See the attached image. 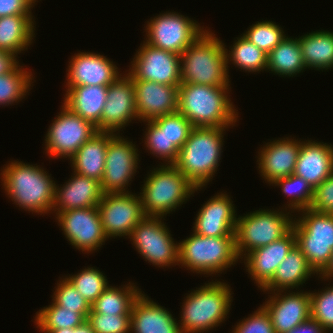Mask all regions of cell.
<instances>
[{
    "label": "cell",
    "instance_id": "11",
    "mask_svg": "<svg viewBox=\"0 0 333 333\" xmlns=\"http://www.w3.org/2000/svg\"><path fill=\"white\" fill-rule=\"evenodd\" d=\"M163 217L145 216L129 238L143 259L158 267L178 264V243L174 242Z\"/></svg>",
    "mask_w": 333,
    "mask_h": 333
},
{
    "label": "cell",
    "instance_id": "38",
    "mask_svg": "<svg viewBox=\"0 0 333 333\" xmlns=\"http://www.w3.org/2000/svg\"><path fill=\"white\" fill-rule=\"evenodd\" d=\"M103 274L95 267H85L80 273L66 276V278L91 305L109 286Z\"/></svg>",
    "mask_w": 333,
    "mask_h": 333
},
{
    "label": "cell",
    "instance_id": "7",
    "mask_svg": "<svg viewBox=\"0 0 333 333\" xmlns=\"http://www.w3.org/2000/svg\"><path fill=\"white\" fill-rule=\"evenodd\" d=\"M238 259L235 236L205 237L193 232L178 243V264L196 274L222 273Z\"/></svg>",
    "mask_w": 333,
    "mask_h": 333
},
{
    "label": "cell",
    "instance_id": "51",
    "mask_svg": "<svg viewBox=\"0 0 333 333\" xmlns=\"http://www.w3.org/2000/svg\"><path fill=\"white\" fill-rule=\"evenodd\" d=\"M73 333H95L91 327V324L85 320L78 327L73 328Z\"/></svg>",
    "mask_w": 333,
    "mask_h": 333
},
{
    "label": "cell",
    "instance_id": "27",
    "mask_svg": "<svg viewBox=\"0 0 333 333\" xmlns=\"http://www.w3.org/2000/svg\"><path fill=\"white\" fill-rule=\"evenodd\" d=\"M64 105L101 131V117L106 102L108 86L82 85L67 87Z\"/></svg>",
    "mask_w": 333,
    "mask_h": 333
},
{
    "label": "cell",
    "instance_id": "44",
    "mask_svg": "<svg viewBox=\"0 0 333 333\" xmlns=\"http://www.w3.org/2000/svg\"><path fill=\"white\" fill-rule=\"evenodd\" d=\"M87 321L95 333H131V314L89 312Z\"/></svg>",
    "mask_w": 333,
    "mask_h": 333
},
{
    "label": "cell",
    "instance_id": "31",
    "mask_svg": "<svg viewBox=\"0 0 333 333\" xmlns=\"http://www.w3.org/2000/svg\"><path fill=\"white\" fill-rule=\"evenodd\" d=\"M298 39L307 69L323 71L333 68V32L317 30Z\"/></svg>",
    "mask_w": 333,
    "mask_h": 333
},
{
    "label": "cell",
    "instance_id": "9",
    "mask_svg": "<svg viewBox=\"0 0 333 333\" xmlns=\"http://www.w3.org/2000/svg\"><path fill=\"white\" fill-rule=\"evenodd\" d=\"M285 212L279 209H259L239 216L235 228V248L238 257L243 259L252 250L286 235L292 229L294 220L290 217V212Z\"/></svg>",
    "mask_w": 333,
    "mask_h": 333
},
{
    "label": "cell",
    "instance_id": "32",
    "mask_svg": "<svg viewBox=\"0 0 333 333\" xmlns=\"http://www.w3.org/2000/svg\"><path fill=\"white\" fill-rule=\"evenodd\" d=\"M305 69L298 38L285 37L267 54V70L279 76L293 77Z\"/></svg>",
    "mask_w": 333,
    "mask_h": 333
},
{
    "label": "cell",
    "instance_id": "3",
    "mask_svg": "<svg viewBox=\"0 0 333 333\" xmlns=\"http://www.w3.org/2000/svg\"><path fill=\"white\" fill-rule=\"evenodd\" d=\"M229 127H194L174 165L195 187H205L221 160L224 131Z\"/></svg>",
    "mask_w": 333,
    "mask_h": 333
},
{
    "label": "cell",
    "instance_id": "47",
    "mask_svg": "<svg viewBox=\"0 0 333 333\" xmlns=\"http://www.w3.org/2000/svg\"><path fill=\"white\" fill-rule=\"evenodd\" d=\"M36 0H0V18L12 15H32Z\"/></svg>",
    "mask_w": 333,
    "mask_h": 333
},
{
    "label": "cell",
    "instance_id": "2",
    "mask_svg": "<svg viewBox=\"0 0 333 333\" xmlns=\"http://www.w3.org/2000/svg\"><path fill=\"white\" fill-rule=\"evenodd\" d=\"M38 166L14 160L1 169L0 176L5 193L15 205L42 215L52 211L56 183Z\"/></svg>",
    "mask_w": 333,
    "mask_h": 333
},
{
    "label": "cell",
    "instance_id": "17",
    "mask_svg": "<svg viewBox=\"0 0 333 333\" xmlns=\"http://www.w3.org/2000/svg\"><path fill=\"white\" fill-rule=\"evenodd\" d=\"M122 76V77H121ZM135 118L138 119L133 78L120 75L108 86L106 102L101 117V131L119 134Z\"/></svg>",
    "mask_w": 333,
    "mask_h": 333
},
{
    "label": "cell",
    "instance_id": "28",
    "mask_svg": "<svg viewBox=\"0 0 333 333\" xmlns=\"http://www.w3.org/2000/svg\"><path fill=\"white\" fill-rule=\"evenodd\" d=\"M115 134L97 131L70 158L74 172L101 182L105 170V158L109 140Z\"/></svg>",
    "mask_w": 333,
    "mask_h": 333
},
{
    "label": "cell",
    "instance_id": "13",
    "mask_svg": "<svg viewBox=\"0 0 333 333\" xmlns=\"http://www.w3.org/2000/svg\"><path fill=\"white\" fill-rule=\"evenodd\" d=\"M138 156L136 145L121 137L120 134L116 133L109 140L104 175L100 182L104 194L130 193L126 189L137 172L140 162Z\"/></svg>",
    "mask_w": 333,
    "mask_h": 333
},
{
    "label": "cell",
    "instance_id": "39",
    "mask_svg": "<svg viewBox=\"0 0 333 333\" xmlns=\"http://www.w3.org/2000/svg\"><path fill=\"white\" fill-rule=\"evenodd\" d=\"M242 35L266 54L286 37L282 27L270 20L254 23Z\"/></svg>",
    "mask_w": 333,
    "mask_h": 333
},
{
    "label": "cell",
    "instance_id": "14",
    "mask_svg": "<svg viewBox=\"0 0 333 333\" xmlns=\"http://www.w3.org/2000/svg\"><path fill=\"white\" fill-rule=\"evenodd\" d=\"M141 45L131 61L128 74L134 80L179 86L181 84L180 55L153 47L145 41Z\"/></svg>",
    "mask_w": 333,
    "mask_h": 333
},
{
    "label": "cell",
    "instance_id": "50",
    "mask_svg": "<svg viewBox=\"0 0 333 333\" xmlns=\"http://www.w3.org/2000/svg\"><path fill=\"white\" fill-rule=\"evenodd\" d=\"M322 280H330L333 277V252L331 254V259L329 261V264L326 266V268L319 274V276Z\"/></svg>",
    "mask_w": 333,
    "mask_h": 333
},
{
    "label": "cell",
    "instance_id": "46",
    "mask_svg": "<svg viewBox=\"0 0 333 333\" xmlns=\"http://www.w3.org/2000/svg\"><path fill=\"white\" fill-rule=\"evenodd\" d=\"M310 209L320 213L333 214V173L314 189Z\"/></svg>",
    "mask_w": 333,
    "mask_h": 333
},
{
    "label": "cell",
    "instance_id": "30",
    "mask_svg": "<svg viewBox=\"0 0 333 333\" xmlns=\"http://www.w3.org/2000/svg\"><path fill=\"white\" fill-rule=\"evenodd\" d=\"M32 15H12L0 18V50L16 56L27 50L35 37V21Z\"/></svg>",
    "mask_w": 333,
    "mask_h": 333
},
{
    "label": "cell",
    "instance_id": "8",
    "mask_svg": "<svg viewBox=\"0 0 333 333\" xmlns=\"http://www.w3.org/2000/svg\"><path fill=\"white\" fill-rule=\"evenodd\" d=\"M299 212L302 216L295 217L292 224L296 246L318 275L329 264L333 252V214L310 208Z\"/></svg>",
    "mask_w": 333,
    "mask_h": 333
},
{
    "label": "cell",
    "instance_id": "49",
    "mask_svg": "<svg viewBox=\"0 0 333 333\" xmlns=\"http://www.w3.org/2000/svg\"><path fill=\"white\" fill-rule=\"evenodd\" d=\"M287 333H327L319 322L311 317Z\"/></svg>",
    "mask_w": 333,
    "mask_h": 333
},
{
    "label": "cell",
    "instance_id": "18",
    "mask_svg": "<svg viewBox=\"0 0 333 333\" xmlns=\"http://www.w3.org/2000/svg\"><path fill=\"white\" fill-rule=\"evenodd\" d=\"M283 292H270L272 296L269 295L270 298L262 305L271 318L275 333H287L311 317L309 292L287 293L285 290L284 295Z\"/></svg>",
    "mask_w": 333,
    "mask_h": 333
},
{
    "label": "cell",
    "instance_id": "42",
    "mask_svg": "<svg viewBox=\"0 0 333 333\" xmlns=\"http://www.w3.org/2000/svg\"><path fill=\"white\" fill-rule=\"evenodd\" d=\"M61 279L59 283L57 282V288L53 293L52 301L60 307L76 310V312L80 313L87 320L88 314L91 311L90 303L82 297L66 277Z\"/></svg>",
    "mask_w": 333,
    "mask_h": 333
},
{
    "label": "cell",
    "instance_id": "5",
    "mask_svg": "<svg viewBox=\"0 0 333 333\" xmlns=\"http://www.w3.org/2000/svg\"><path fill=\"white\" fill-rule=\"evenodd\" d=\"M204 285L184 297L178 320L181 333L209 332L224 322L230 311L233 296L228 283L212 280Z\"/></svg>",
    "mask_w": 333,
    "mask_h": 333
},
{
    "label": "cell",
    "instance_id": "24",
    "mask_svg": "<svg viewBox=\"0 0 333 333\" xmlns=\"http://www.w3.org/2000/svg\"><path fill=\"white\" fill-rule=\"evenodd\" d=\"M63 187L55 184L53 210L55 214L71 209L97 207L103 197L101 183L96 179L73 173Z\"/></svg>",
    "mask_w": 333,
    "mask_h": 333
},
{
    "label": "cell",
    "instance_id": "43",
    "mask_svg": "<svg viewBox=\"0 0 333 333\" xmlns=\"http://www.w3.org/2000/svg\"><path fill=\"white\" fill-rule=\"evenodd\" d=\"M309 293L311 318L319 322L327 333L333 331V285Z\"/></svg>",
    "mask_w": 333,
    "mask_h": 333
},
{
    "label": "cell",
    "instance_id": "35",
    "mask_svg": "<svg viewBox=\"0 0 333 333\" xmlns=\"http://www.w3.org/2000/svg\"><path fill=\"white\" fill-rule=\"evenodd\" d=\"M32 72L18 65L8 74L0 75V105L18 103L30 91L34 77Z\"/></svg>",
    "mask_w": 333,
    "mask_h": 333
},
{
    "label": "cell",
    "instance_id": "29",
    "mask_svg": "<svg viewBox=\"0 0 333 333\" xmlns=\"http://www.w3.org/2000/svg\"><path fill=\"white\" fill-rule=\"evenodd\" d=\"M303 252L295 245L279 264L272 279L262 288L263 292L299 288L306 280L315 275Z\"/></svg>",
    "mask_w": 333,
    "mask_h": 333
},
{
    "label": "cell",
    "instance_id": "12",
    "mask_svg": "<svg viewBox=\"0 0 333 333\" xmlns=\"http://www.w3.org/2000/svg\"><path fill=\"white\" fill-rule=\"evenodd\" d=\"M45 135V151L48 157L71 158L88 141L97 128L90 121L72 112L64 104Z\"/></svg>",
    "mask_w": 333,
    "mask_h": 333
},
{
    "label": "cell",
    "instance_id": "4",
    "mask_svg": "<svg viewBox=\"0 0 333 333\" xmlns=\"http://www.w3.org/2000/svg\"><path fill=\"white\" fill-rule=\"evenodd\" d=\"M209 30L180 55L181 83L230 86L222 40Z\"/></svg>",
    "mask_w": 333,
    "mask_h": 333
},
{
    "label": "cell",
    "instance_id": "33",
    "mask_svg": "<svg viewBox=\"0 0 333 333\" xmlns=\"http://www.w3.org/2000/svg\"><path fill=\"white\" fill-rule=\"evenodd\" d=\"M134 283L123 287L108 286L91 304V311L101 314H131L134 301L142 293Z\"/></svg>",
    "mask_w": 333,
    "mask_h": 333
},
{
    "label": "cell",
    "instance_id": "1",
    "mask_svg": "<svg viewBox=\"0 0 333 333\" xmlns=\"http://www.w3.org/2000/svg\"><path fill=\"white\" fill-rule=\"evenodd\" d=\"M229 90V86L181 83L178 111L194 127H233L239 116Z\"/></svg>",
    "mask_w": 333,
    "mask_h": 333
},
{
    "label": "cell",
    "instance_id": "21",
    "mask_svg": "<svg viewBox=\"0 0 333 333\" xmlns=\"http://www.w3.org/2000/svg\"><path fill=\"white\" fill-rule=\"evenodd\" d=\"M301 140L289 137L273 140L261 147L258 152L259 173L266 183H274L280 178L294 174L296 162L301 148Z\"/></svg>",
    "mask_w": 333,
    "mask_h": 333
},
{
    "label": "cell",
    "instance_id": "23",
    "mask_svg": "<svg viewBox=\"0 0 333 333\" xmlns=\"http://www.w3.org/2000/svg\"><path fill=\"white\" fill-rule=\"evenodd\" d=\"M296 245L293 229L280 239L256 248L244 256L246 271L260 290L272 279L279 264Z\"/></svg>",
    "mask_w": 333,
    "mask_h": 333
},
{
    "label": "cell",
    "instance_id": "15",
    "mask_svg": "<svg viewBox=\"0 0 333 333\" xmlns=\"http://www.w3.org/2000/svg\"><path fill=\"white\" fill-rule=\"evenodd\" d=\"M105 235L111 238L130 236L146 216L141 198L131 193H106L98 204Z\"/></svg>",
    "mask_w": 333,
    "mask_h": 333
},
{
    "label": "cell",
    "instance_id": "37",
    "mask_svg": "<svg viewBox=\"0 0 333 333\" xmlns=\"http://www.w3.org/2000/svg\"><path fill=\"white\" fill-rule=\"evenodd\" d=\"M274 186H280L281 192L284 195H287L289 198L288 207H285L286 211L289 208V212L292 211L298 212L309 209L311 207L314 189L312 186L303 178L296 176L295 174H291L287 177L280 178L272 183Z\"/></svg>",
    "mask_w": 333,
    "mask_h": 333
},
{
    "label": "cell",
    "instance_id": "26",
    "mask_svg": "<svg viewBox=\"0 0 333 333\" xmlns=\"http://www.w3.org/2000/svg\"><path fill=\"white\" fill-rule=\"evenodd\" d=\"M130 325L131 333H181L173 315L143 293L132 305Z\"/></svg>",
    "mask_w": 333,
    "mask_h": 333
},
{
    "label": "cell",
    "instance_id": "40",
    "mask_svg": "<svg viewBox=\"0 0 333 333\" xmlns=\"http://www.w3.org/2000/svg\"><path fill=\"white\" fill-rule=\"evenodd\" d=\"M148 125L145 131V145L148 151L164 160L165 164H174L177 160L179 149L170 143L164 130H162L153 120L145 121Z\"/></svg>",
    "mask_w": 333,
    "mask_h": 333
},
{
    "label": "cell",
    "instance_id": "36",
    "mask_svg": "<svg viewBox=\"0 0 333 333\" xmlns=\"http://www.w3.org/2000/svg\"><path fill=\"white\" fill-rule=\"evenodd\" d=\"M86 319L76 310H69L52 302L48 307L36 312L35 324L40 330L75 328Z\"/></svg>",
    "mask_w": 333,
    "mask_h": 333
},
{
    "label": "cell",
    "instance_id": "16",
    "mask_svg": "<svg viewBox=\"0 0 333 333\" xmlns=\"http://www.w3.org/2000/svg\"><path fill=\"white\" fill-rule=\"evenodd\" d=\"M65 237L78 250L94 252L108 239L103 230L98 207L77 208L55 215Z\"/></svg>",
    "mask_w": 333,
    "mask_h": 333
},
{
    "label": "cell",
    "instance_id": "45",
    "mask_svg": "<svg viewBox=\"0 0 333 333\" xmlns=\"http://www.w3.org/2000/svg\"><path fill=\"white\" fill-rule=\"evenodd\" d=\"M232 333H275L271 318L263 306L235 325Z\"/></svg>",
    "mask_w": 333,
    "mask_h": 333
},
{
    "label": "cell",
    "instance_id": "25",
    "mask_svg": "<svg viewBox=\"0 0 333 333\" xmlns=\"http://www.w3.org/2000/svg\"><path fill=\"white\" fill-rule=\"evenodd\" d=\"M333 173V145L312 140L301 141L294 174L315 189Z\"/></svg>",
    "mask_w": 333,
    "mask_h": 333
},
{
    "label": "cell",
    "instance_id": "22",
    "mask_svg": "<svg viewBox=\"0 0 333 333\" xmlns=\"http://www.w3.org/2000/svg\"><path fill=\"white\" fill-rule=\"evenodd\" d=\"M133 84L139 121H150L178 111L179 86L134 79Z\"/></svg>",
    "mask_w": 333,
    "mask_h": 333
},
{
    "label": "cell",
    "instance_id": "20",
    "mask_svg": "<svg viewBox=\"0 0 333 333\" xmlns=\"http://www.w3.org/2000/svg\"><path fill=\"white\" fill-rule=\"evenodd\" d=\"M232 203L226 193L212 196L198 211L193 232L205 237L235 236L237 213Z\"/></svg>",
    "mask_w": 333,
    "mask_h": 333
},
{
    "label": "cell",
    "instance_id": "19",
    "mask_svg": "<svg viewBox=\"0 0 333 333\" xmlns=\"http://www.w3.org/2000/svg\"><path fill=\"white\" fill-rule=\"evenodd\" d=\"M67 86H109L121 74L113 61L93 52H80L71 57L68 64Z\"/></svg>",
    "mask_w": 333,
    "mask_h": 333
},
{
    "label": "cell",
    "instance_id": "48",
    "mask_svg": "<svg viewBox=\"0 0 333 333\" xmlns=\"http://www.w3.org/2000/svg\"><path fill=\"white\" fill-rule=\"evenodd\" d=\"M16 57L9 51L0 50V75L10 73L20 64Z\"/></svg>",
    "mask_w": 333,
    "mask_h": 333
},
{
    "label": "cell",
    "instance_id": "34",
    "mask_svg": "<svg viewBox=\"0 0 333 333\" xmlns=\"http://www.w3.org/2000/svg\"><path fill=\"white\" fill-rule=\"evenodd\" d=\"M229 49L231 51L225 48L228 73V63L230 61H232V64L236 65L235 67H239L246 72H260L261 70H267V54L243 35H240Z\"/></svg>",
    "mask_w": 333,
    "mask_h": 333
},
{
    "label": "cell",
    "instance_id": "41",
    "mask_svg": "<svg viewBox=\"0 0 333 333\" xmlns=\"http://www.w3.org/2000/svg\"><path fill=\"white\" fill-rule=\"evenodd\" d=\"M153 121L166 133L170 143L179 150L189 138L194 126L179 111L157 117Z\"/></svg>",
    "mask_w": 333,
    "mask_h": 333
},
{
    "label": "cell",
    "instance_id": "52",
    "mask_svg": "<svg viewBox=\"0 0 333 333\" xmlns=\"http://www.w3.org/2000/svg\"><path fill=\"white\" fill-rule=\"evenodd\" d=\"M44 333H73V328H62L57 330H40Z\"/></svg>",
    "mask_w": 333,
    "mask_h": 333
},
{
    "label": "cell",
    "instance_id": "10",
    "mask_svg": "<svg viewBox=\"0 0 333 333\" xmlns=\"http://www.w3.org/2000/svg\"><path fill=\"white\" fill-rule=\"evenodd\" d=\"M177 12H164L147 21L145 42L181 55L203 32L200 24Z\"/></svg>",
    "mask_w": 333,
    "mask_h": 333
},
{
    "label": "cell",
    "instance_id": "6",
    "mask_svg": "<svg viewBox=\"0 0 333 333\" xmlns=\"http://www.w3.org/2000/svg\"><path fill=\"white\" fill-rule=\"evenodd\" d=\"M201 188L195 187L174 164H163L153 168L138 195L146 216L164 217Z\"/></svg>",
    "mask_w": 333,
    "mask_h": 333
}]
</instances>
